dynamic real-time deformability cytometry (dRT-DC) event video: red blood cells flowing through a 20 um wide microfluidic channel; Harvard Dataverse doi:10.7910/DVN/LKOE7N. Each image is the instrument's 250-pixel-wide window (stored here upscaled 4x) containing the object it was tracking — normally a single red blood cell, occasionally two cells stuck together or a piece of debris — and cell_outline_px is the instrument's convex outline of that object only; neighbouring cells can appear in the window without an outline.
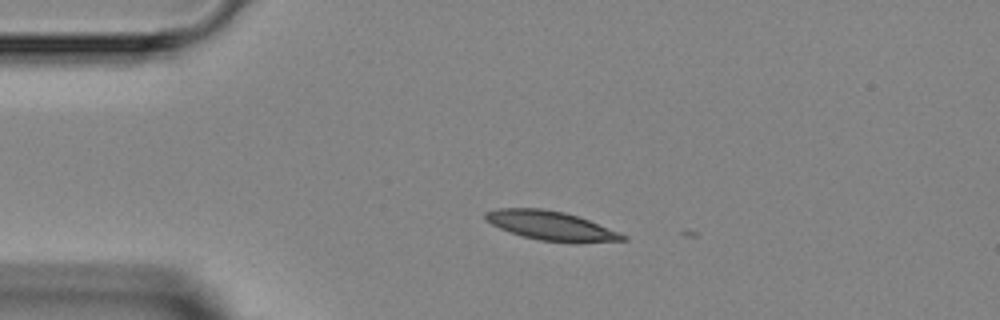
{"species": "Egyptian fruit bat (a non-hibernating species)", "species_latin": "Rousettus aegyptiacus", "temperature_condition": "room temperature", "stored_images_in_passage": 3, "camera_frame_rate_fps": 3000, "um_per_image_px": 0.085, "animal": {"sex": "female"}, "frame": {"image": 1, "passage_image": 2, "time_ms": 1.333, "image_size_px": [1000, 320], "cell_outline_px": [[628, 240], [540, 240], [524, 236], [500, 228], [484, 220], [484, 212], [496, 208], [540, 208], [564, 212], [588, 220], [628, 236]], "centroid_in_image_um": [46.7, 19.12], "position_along_channel_um": 38.3, "area_um2": 22.14}}